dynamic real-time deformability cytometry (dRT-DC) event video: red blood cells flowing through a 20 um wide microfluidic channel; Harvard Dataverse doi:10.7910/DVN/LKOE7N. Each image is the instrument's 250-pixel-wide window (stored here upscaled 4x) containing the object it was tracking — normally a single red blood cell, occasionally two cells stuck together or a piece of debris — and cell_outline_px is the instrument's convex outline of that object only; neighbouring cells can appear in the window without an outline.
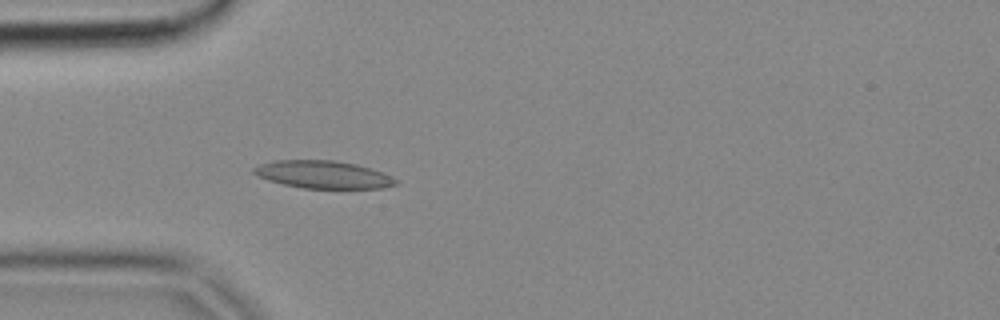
{"species": "common noctule bat (a hibernating species)", "species_latin": "Nyctalus noctula", "temperature_condition": "cold", "stored_images_in_passage": 5, "camera_frame_rate_fps": 3000, "um_per_image_px": 0.085, "animal": {"sex": "female", "body_mass_g": 18.4}, "frame": {"image": 1, "passage_image": 5, "time_ms": 1.333, "image_size_px": [1000, 320], "cell_outline_px": [[396, 184], [384, 188], [304, 188], [284, 184], [268, 180], [252, 172], [252, 168], [260, 164], [276, 160], [336, 160], [356, 164], [384, 172], [392, 176], [396, 180]], "centroid_in_image_um": [27.48, 14.83], "position_along_channel_um": 57.5, "area_um2": 22.77}}